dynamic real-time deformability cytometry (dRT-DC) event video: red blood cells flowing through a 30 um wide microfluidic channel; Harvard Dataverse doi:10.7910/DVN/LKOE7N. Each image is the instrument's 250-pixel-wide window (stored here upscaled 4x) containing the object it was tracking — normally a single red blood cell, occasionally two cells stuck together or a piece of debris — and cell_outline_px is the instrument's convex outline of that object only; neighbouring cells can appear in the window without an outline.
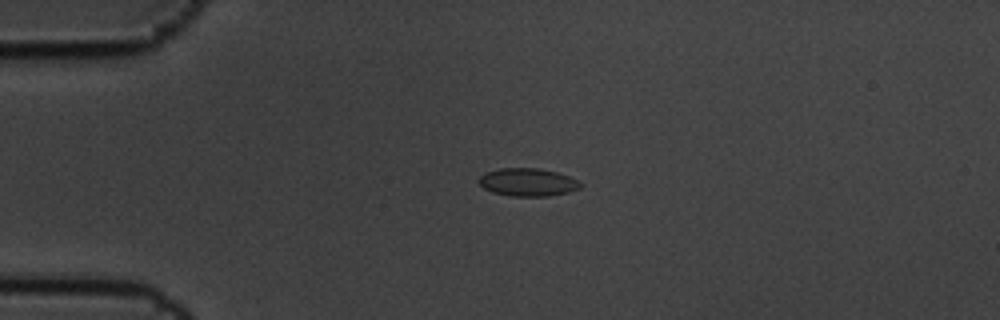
{"species": "common noctule bat (a hibernating species)", "species_latin": "Nyctalus noctula", "temperature_condition": "cold", "stored_images_in_passage": 15, "camera_frame_rate_fps": 3000, "um_per_image_px": 0.085, "animal": {"sex": "male", "body_mass_g": 19.5, "forearm_length_mm": 54.6}, "frame": {"image": 1, "passage_image": 4, "time_ms": 1.0, "image_size_px": [1000, 320], "cell_outline_px": [[584, 184], [580, 188], [568, 192], [548, 196], [512, 196], [492, 192], [484, 188], [476, 180], [484, 172], [500, 168], [540, 168], [556, 172], [568, 176]], "centroid_in_image_um": [44.83, 15.48], "position_along_channel_um": 40.2, "area_um2": 16.59}}
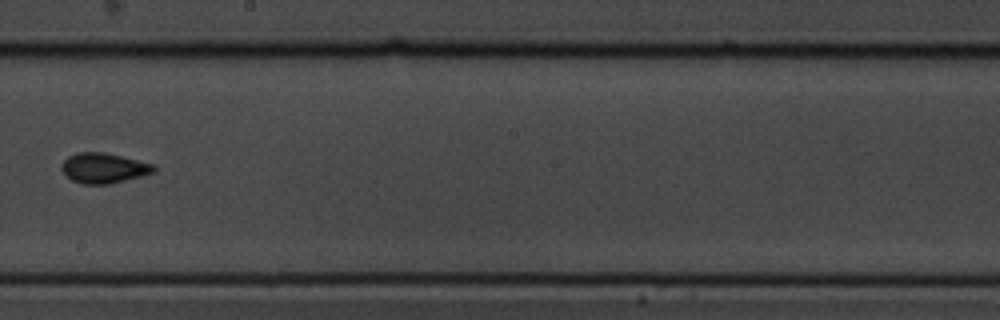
{"frame": {"image": 2, "passage_image": 9, "time_ms": 2.667, "image_size_px": [1000, 320], "cell_outline_px": [[156, 172], [108, 184], [84, 184], [72, 180], [64, 176], [60, 168], [60, 164], [68, 156], [76, 152], [104, 152], [152, 164], [156, 168]], "centroid_in_image_um": [8.74, 14.28], "position_along_channel_um": 239.5, "area_um2": 16.18}}
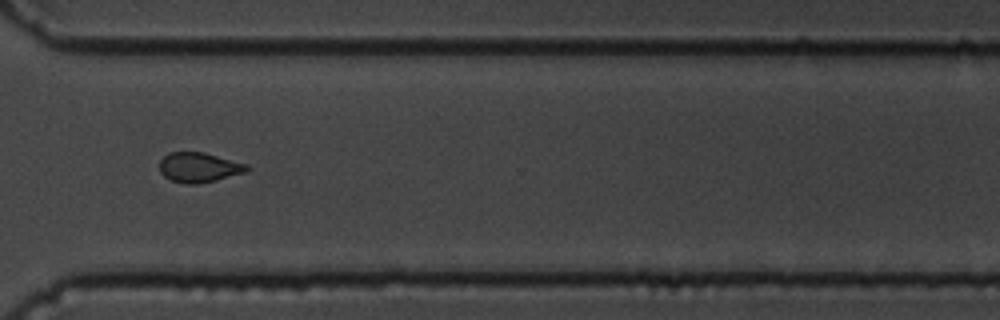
{"frame": {"image": 3, "passage_image": 12, "time_ms": 3.667, "image_size_px": [1000, 320], "cell_outline_px": [[252, 168], [248, 172], [216, 180], [196, 184], [188, 184], [172, 180], [164, 176], [160, 172], [160, 160], [168, 152], [204, 152], [248, 164]], "centroid_in_image_um": [16.96, 14.22], "position_along_channel_um": 353.6, "area_um2": 15.32}}